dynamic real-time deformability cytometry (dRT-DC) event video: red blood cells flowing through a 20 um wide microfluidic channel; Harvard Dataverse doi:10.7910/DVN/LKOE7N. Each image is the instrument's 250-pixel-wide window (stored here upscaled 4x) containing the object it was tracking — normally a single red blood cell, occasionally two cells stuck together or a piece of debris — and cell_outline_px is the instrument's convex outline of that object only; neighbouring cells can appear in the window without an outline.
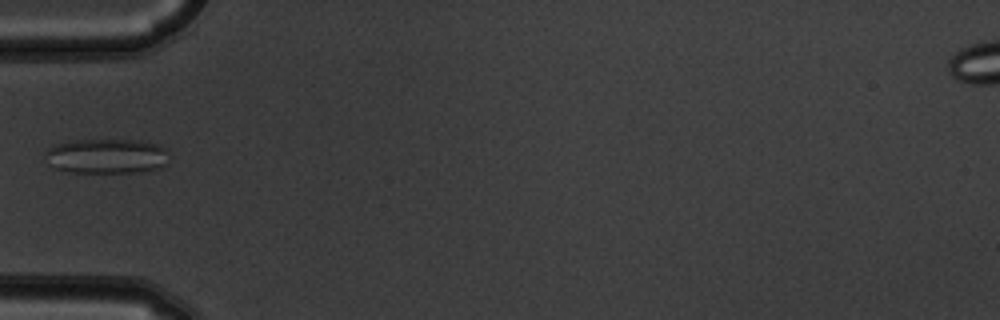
{"species": "common noctule bat (a hibernating species)", "species_latin": "Nyctalus noctula", "temperature_condition": "warm", "stored_images_in_passage": 6, "camera_frame_rate_fps": 3000, "um_per_image_px": 0.085, "animal": {"sex": "male", "body_mass_g": 19.5, "forearm_length_mm": 54.6}, "frame": {"image": 1, "passage_image": 4, "time_ms": 1.0, "image_size_px": [1000, 320], "cell_outline_px": [[168, 164], [164, 168], [132, 172], [68, 172], [56, 168], [48, 164], [44, 152], [52, 144], [72, 140], [140, 140], [160, 144], [164, 148]], "centroid_in_image_um": [9.04, 13.26], "position_along_channel_um": 76.0, "area_um2": 25.43}}
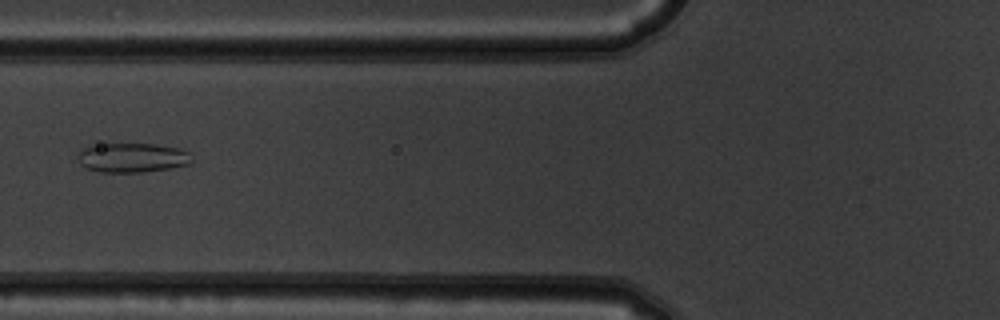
{"frame": {"image": 2, "passage_image": 5, "time_ms": 1.333, "image_size_px": [1000, 320], "cell_outline_px": [[192, 164], [168, 168], [140, 172], [100, 172], [88, 168], [80, 164], [76, 156], [80, 148], [88, 144], [152, 144], [180, 148], [192, 152]], "centroid_in_image_um": [11.23, 13.38], "position_along_channel_um": 114.6, "area_um2": 19.88}}